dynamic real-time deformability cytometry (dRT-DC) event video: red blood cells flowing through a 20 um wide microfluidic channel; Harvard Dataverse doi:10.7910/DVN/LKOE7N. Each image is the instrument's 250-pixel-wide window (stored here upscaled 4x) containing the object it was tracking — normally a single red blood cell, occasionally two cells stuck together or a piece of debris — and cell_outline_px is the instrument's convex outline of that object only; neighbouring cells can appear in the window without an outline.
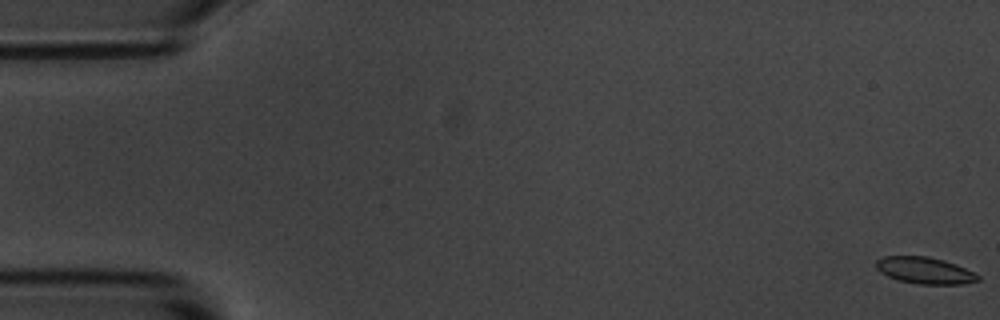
{"species": "common noctule bat (a hibernating species)", "species_latin": "Nyctalus noctula", "temperature_condition": "room temperature", "stored_images_in_passage": 56, "camera_frame_rate_fps": 3000, "um_per_image_px": 0.085, "animal": {"sex": "male", "body_mass_g": 20.1, "forearm_length_mm": 53.5}, "frame": {"image": 1, "passage_image": 1, "time_ms": 0.0, "image_size_px": [1000, 320], "cell_outline_px": [[980, 280], [964, 284], [920, 284], [900, 280], [888, 276], [880, 272], [876, 268], [876, 260], [884, 256], [928, 256], [944, 260], [956, 264], [980, 276]], "centroid_in_image_um": [78.61, 22.98], "position_along_channel_um": 6.4, "area_um2": 15.72}}
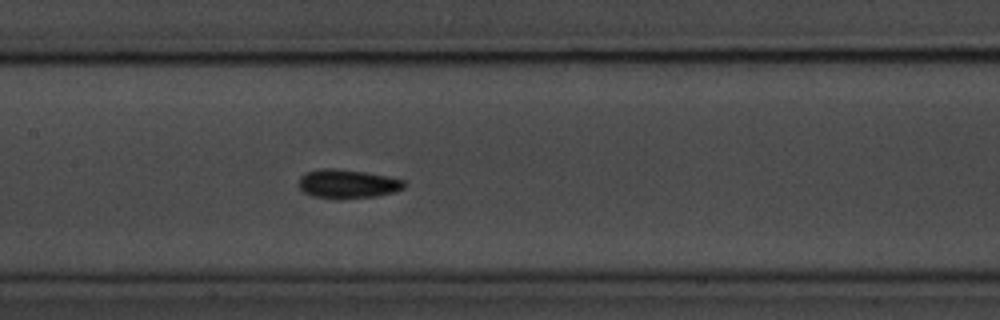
{"frame": {"image": 2, "passage_image": 27, "time_ms": 8.667, "image_size_px": [1000, 320], "cell_outline_px": [[408, 184], [404, 188], [396, 192], [376, 196], [340, 200], [336, 200], [312, 196], [304, 192], [300, 188], [300, 176], [304, 172], [320, 168], [332, 168], [364, 172], [404, 180]], "centroid_in_image_um": [29.54, 15.65], "position_along_channel_um": 177.9, "area_um2": 18.03}}
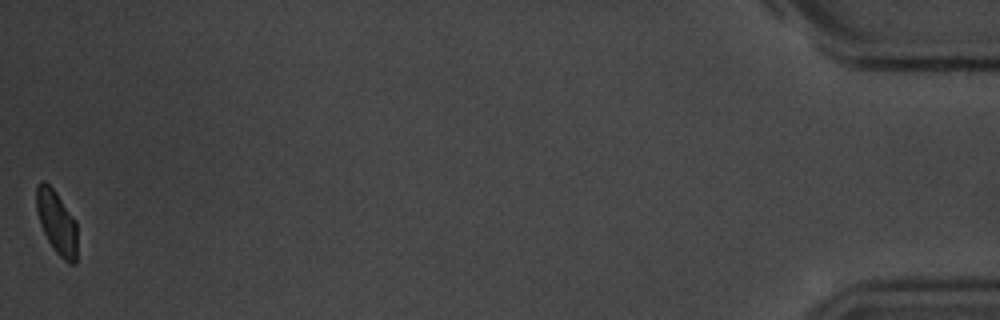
{"frame": {"image": 3, "passage_image": 56, "time_ms": 18.333, "image_size_px": [1000, 320], "cell_outline_px": [[76, 264], [68, 264], [52, 248], [40, 224], [36, 212], [36, 184], [40, 180], [44, 180], [56, 192], [76, 220]], "centroid_in_image_um": [4.8, 18.88], "position_along_channel_um": 430.4, "area_um2": 15.26}, "authors_computed_cell_mechanics": {"area_um2": 16.4441, "velocity_mm_per_s": 3.6231, "shape_relaxation_time_tau1_ms": 1.7872, "shape_relaxation_time_tau2_ms": 2.7961, "deformation_change_tau1": 0.0753, "deformation_change_tau2": 0.0611}}